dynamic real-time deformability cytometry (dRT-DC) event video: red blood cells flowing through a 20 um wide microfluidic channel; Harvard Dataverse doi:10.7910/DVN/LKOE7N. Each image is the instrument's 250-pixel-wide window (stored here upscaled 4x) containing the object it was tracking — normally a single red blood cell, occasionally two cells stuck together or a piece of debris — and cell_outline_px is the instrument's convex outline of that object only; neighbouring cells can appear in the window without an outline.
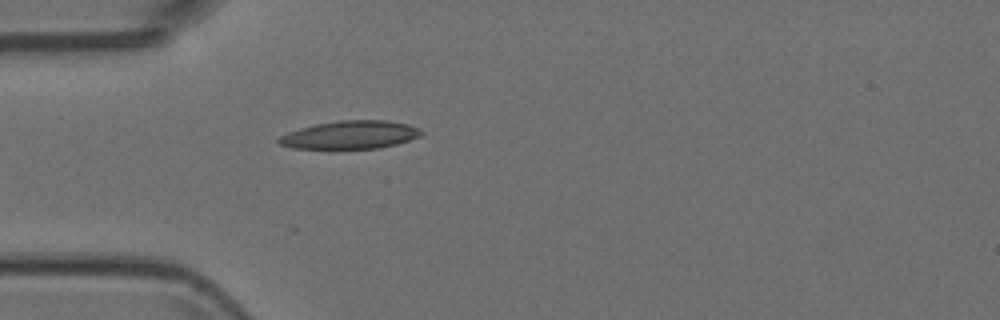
{"species": "Egyptian fruit bat (a non-hibernating species)", "species_latin": "Rousettus aegyptiacus", "temperature_condition": "room temperature", "stored_images_in_passage": 7, "camera_frame_rate_fps": 3000, "um_per_image_px": 0.085, "animal": {"sex": "female"}, "frame": {"image": 1, "passage_image": 7, "time_ms": 2.0, "image_size_px": [1000, 320], "cell_outline_px": [[424, 132], [420, 136], [396, 144], [380, 148], [292, 148], [280, 144], [276, 140], [280, 136], [288, 132], [300, 128], [316, 124], [340, 120], [388, 120], [408, 124], [420, 128]], "centroid_in_image_um": [29.79, 11.45], "position_along_channel_um": 55.2, "area_um2": 23.24}}